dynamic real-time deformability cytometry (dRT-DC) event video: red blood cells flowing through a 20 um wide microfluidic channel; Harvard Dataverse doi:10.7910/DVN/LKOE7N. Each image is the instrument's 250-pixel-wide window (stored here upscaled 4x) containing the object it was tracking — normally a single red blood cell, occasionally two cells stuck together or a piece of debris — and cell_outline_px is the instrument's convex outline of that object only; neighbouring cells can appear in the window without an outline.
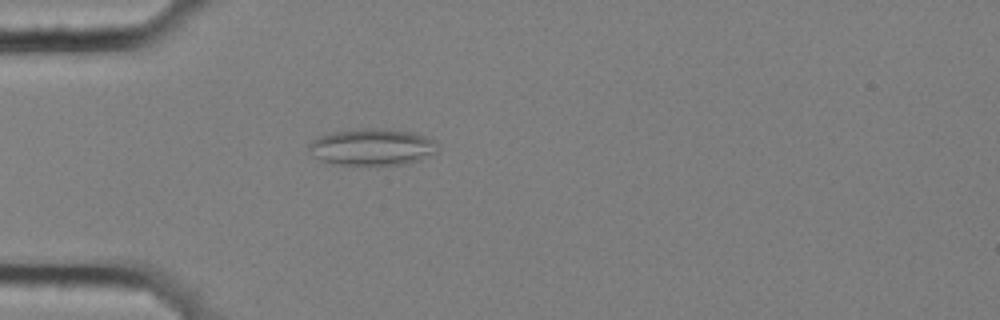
{"species": "common noctule bat (a hibernating species)", "species_latin": "Nyctalus noctula", "temperature_condition": "cold", "stored_images_in_passage": 43, "camera_frame_rate_fps": 3000, "um_per_image_px": 0.085, "animal": {"sex": "female", "body_mass_g": 25.1}, "frame": {"image": 1, "passage_image": 3, "time_ms": 0.667, "image_size_px": [1000, 320], "cell_outline_px": [[440, 144], [436, 152], [420, 160], [404, 164], [332, 164], [320, 160], [312, 156], [308, 152], [308, 144], [312, 140], [320, 136], [332, 132], [360, 128], [384, 128], [416, 132], [436, 140]], "centroid_in_image_um": [31.65, 12.48], "position_along_channel_um": 53.4, "area_um2": 27.98}}
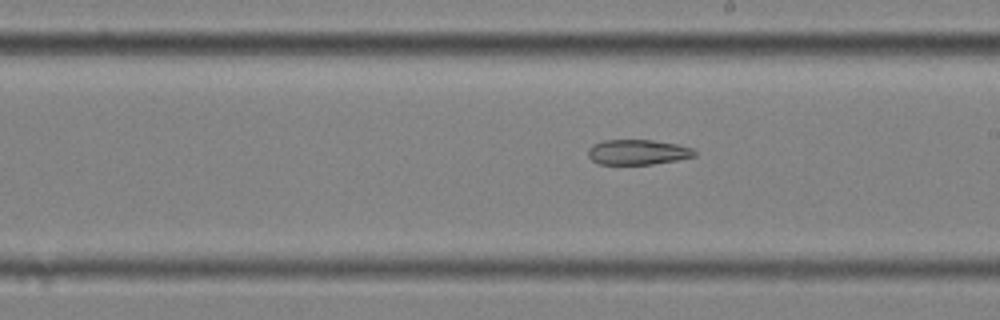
{"frame": {"image": 2, "passage_image": 19, "time_ms": 6.0, "image_size_px": [1000, 320], "cell_outline_px": [[696, 156], [676, 160], [652, 164], [600, 164], [592, 160], [588, 156], [588, 148], [592, 144], [604, 140], [652, 140], [676, 144], [692, 148], [696, 152]], "centroid_in_image_um": [54.19, 12.93], "position_along_channel_um": 234.8, "area_um2": 15.55}}
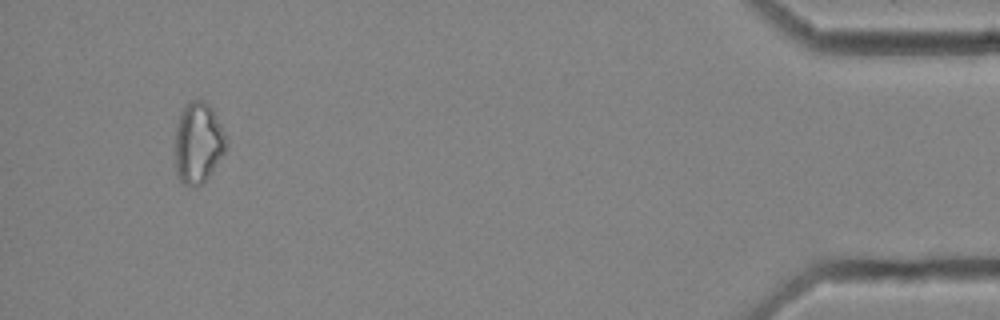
{"frame": {"image": 3, "passage_image": 40, "time_ms": 13.0, "image_size_px": [1000, 320], "cell_outline_px": [[228, 144], [224, 152], [208, 176], [196, 188], [192, 188], [184, 184], [176, 176], [176, 128], [180, 112], [192, 100], [204, 100], [212, 108], [228, 140]], "centroid_in_image_um": [16.84, 12.15], "position_along_channel_um": 418.4, "area_um2": 23.93}}